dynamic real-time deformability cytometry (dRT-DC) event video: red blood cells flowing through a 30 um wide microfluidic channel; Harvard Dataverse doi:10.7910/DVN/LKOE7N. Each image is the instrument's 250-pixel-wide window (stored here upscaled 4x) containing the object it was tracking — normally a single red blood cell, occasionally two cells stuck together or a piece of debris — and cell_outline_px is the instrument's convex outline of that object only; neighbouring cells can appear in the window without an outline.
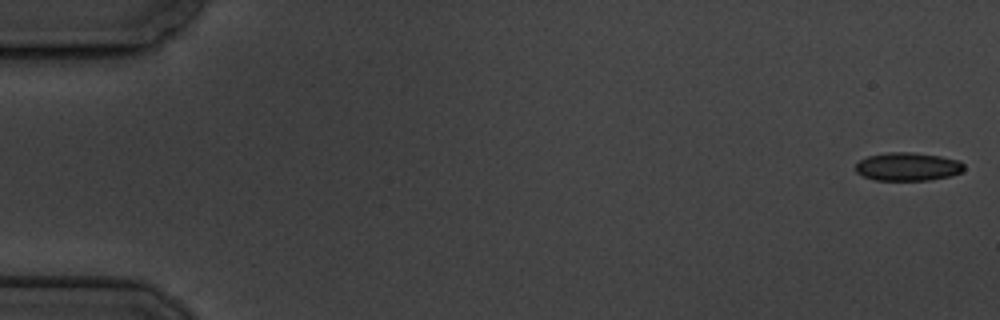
{"species": "common noctule bat (a hibernating species)", "species_latin": "Nyctalus noctula", "temperature_condition": "cold", "stored_images_in_passage": 5, "camera_frame_rate_fps": 3000, "um_per_image_px": 0.085, "animal": {"sex": "male", "body_mass_g": 19.5, "forearm_length_mm": 54.6}, "frame": {"image": 1, "passage_image": 1, "time_ms": 0.0, "image_size_px": [1000, 320], "cell_outline_px": [[964, 168], [960, 172], [952, 176], [928, 180], [876, 180], [864, 176], [856, 172], [856, 164], [860, 160], [868, 156], [888, 152], [912, 152], [940, 156], [960, 160], [964, 164]], "centroid_in_image_um": [77.18, 14.16], "position_along_channel_um": 7.8, "area_um2": 17.86}}
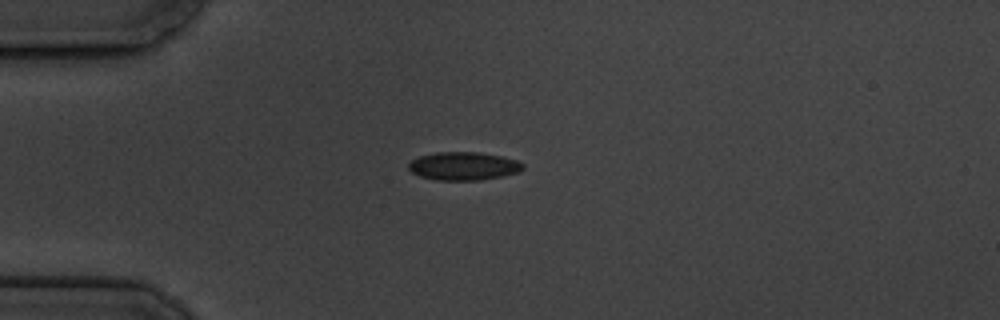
{"frame": {"image": 2, "passage_image": 5, "time_ms": 4.667, "image_size_px": [1000, 320], "cell_outline_px": [[524, 168], [520, 172], [480, 180], [440, 180], [420, 176], [412, 172], [408, 168], [408, 164], [412, 160], [420, 156], [436, 152], [476, 152], [500, 156], [516, 160], [524, 164]], "centroid_in_image_um": [39.4, 14.11], "position_along_channel_um": 45.6, "area_um2": 18.61}}